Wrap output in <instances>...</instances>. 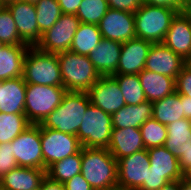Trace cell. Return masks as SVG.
<instances>
[{
  "mask_svg": "<svg viewBox=\"0 0 191 190\" xmlns=\"http://www.w3.org/2000/svg\"><path fill=\"white\" fill-rule=\"evenodd\" d=\"M81 174L94 190L117 187V160L107 148L82 147Z\"/></svg>",
  "mask_w": 191,
  "mask_h": 190,
  "instance_id": "1",
  "label": "cell"
},
{
  "mask_svg": "<svg viewBox=\"0 0 191 190\" xmlns=\"http://www.w3.org/2000/svg\"><path fill=\"white\" fill-rule=\"evenodd\" d=\"M89 105L87 92L67 91L61 104L44 119L41 125L45 128L77 135Z\"/></svg>",
  "mask_w": 191,
  "mask_h": 190,
  "instance_id": "2",
  "label": "cell"
},
{
  "mask_svg": "<svg viewBox=\"0 0 191 190\" xmlns=\"http://www.w3.org/2000/svg\"><path fill=\"white\" fill-rule=\"evenodd\" d=\"M63 87L87 92L101 77L86 55L65 51L57 54Z\"/></svg>",
  "mask_w": 191,
  "mask_h": 190,
  "instance_id": "3",
  "label": "cell"
},
{
  "mask_svg": "<svg viewBox=\"0 0 191 190\" xmlns=\"http://www.w3.org/2000/svg\"><path fill=\"white\" fill-rule=\"evenodd\" d=\"M23 79L26 84L63 86L57 54L29 47L24 60Z\"/></svg>",
  "mask_w": 191,
  "mask_h": 190,
  "instance_id": "4",
  "label": "cell"
},
{
  "mask_svg": "<svg viewBox=\"0 0 191 190\" xmlns=\"http://www.w3.org/2000/svg\"><path fill=\"white\" fill-rule=\"evenodd\" d=\"M177 11L143 4L135 13L136 38L162 43Z\"/></svg>",
  "mask_w": 191,
  "mask_h": 190,
  "instance_id": "5",
  "label": "cell"
},
{
  "mask_svg": "<svg viewBox=\"0 0 191 190\" xmlns=\"http://www.w3.org/2000/svg\"><path fill=\"white\" fill-rule=\"evenodd\" d=\"M66 92L63 86L27 84L25 115L30 124H41L61 104Z\"/></svg>",
  "mask_w": 191,
  "mask_h": 190,
  "instance_id": "6",
  "label": "cell"
},
{
  "mask_svg": "<svg viewBox=\"0 0 191 190\" xmlns=\"http://www.w3.org/2000/svg\"><path fill=\"white\" fill-rule=\"evenodd\" d=\"M112 129L111 115L90 103L76 136L82 147L108 148Z\"/></svg>",
  "mask_w": 191,
  "mask_h": 190,
  "instance_id": "7",
  "label": "cell"
},
{
  "mask_svg": "<svg viewBox=\"0 0 191 190\" xmlns=\"http://www.w3.org/2000/svg\"><path fill=\"white\" fill-rule=\"evenodd\" d=\"M40 138L44 170H47L53 163L76 154L82 148L76 135L45 128L41 124Z\"/></svg>",
  "mask_w": 191,
  "mask_h": 190,
  "instance_id": "8",
  "label": "cell"
},
{
  "mask_svg": "<svg viewBox=\"0 0 191 190\" xmlns=\"http://www.w3.org/2000/svg\"><path fill=\"white\" fill-rule=\"evenodd\" d=\"M80 23L75 14H62L55 24L42 34L36 47L40 51L53 54L69 51Z\"/></svg>",
  "mask_w": 191,
  "mask_h": 190,
  "instance_id": "9",
  "label": "cell"
},
{
  "mask_svg": "<svg viewBox=\"0 0 191 190\" xmlns=\"http://www.w3.org/2000/svg\"><path fill=\"white\" fill-rule=\"evenodd\" d=\"M11 146L18 167L44 169L40 124H31L11 142Z\"/></svg>",
  "mask_w": 191,
  "mask_h": 190,
  "instance_id": "10",
  "label": "cell"
},
{
  "mask_svg": "<svg viewBox=\"0 0 191 190\" xmlns=\"http://www.w3.org/2000/svg\"><path fill=\"white\" fill-rule=\"evenodd\" d=\"M117 186L128 190H138L146 182L150 161L147 149L135 152L117 160Z\"/></svg>",
  "mask_w": 191,
  "mask_h": 190,
  "instance_id": "11",
  "label": "cell"
},
{
  "mask_svg": "<svg viewBox=\"0 0 191 190\" xmlns=\"http://www.w3.org/2000/svg\"><path fill=\"white\" fill-rule=\"evenodd\" d=\"M87 94L90 103L110 115L126 105L120 86L112 75L101 76Z\"/></svg>",
  "mask_w": 191,
  "mask_h": 190,
  "instance_id": "12",
  "label": "cell"
},
{
  "mask_svg": "<svg viewBox=\"0 0 191 190\" xmlns=\"http://www.w3.org/2000/svg\"><path fill=\"white\" fill-rule=\"evenodd\" d=\"M6 7L16 23L20 39L30 47L39 43V27L35 4L20 0H6Z\"/></svg>",
  "mask_w": 191,
  "mask_h": 190,
  "instance_id": "13",
  "label": "cell"
},
{
  "mask_svg": "<svg viewBox=\"0 0 191 190\" xmlns=\"http://www.w3.org/2000/svg\"><path fill=\"white\" fill-rule=\"evenodd\" d=\"M98 26L105 39L124 43L136 38L134 13L109 8Z\"/></svg>",
  "mask_w": 191,
  "mask_h": 190,
  "instance_id": "14",
  "label": "cell"
},
{
  "mask_svg": "<svg viewBox=\"0 0 191 190\" xmlns=\"http://www.w3.org/2000/svg\"><path fill=\"white\" fill-rule=\"evenodd\" d=\"M185 60L163 43H152L144 69L176 79Z\"/></svg>",
  "mask_w": 191,
  "mask_h": 190,
  "instance_id": "15",
  "label": "cell"
},
{
  "mask_svg": "<svg viewBox=\"0 0 191 190\" xmlns=\"http://www.w3.org/2000/svg\"><path fill=\"white\" fill-rule=\"evenodd\" d=\"M186 60L191 55V13H178L172 20L162 42Z\"/></svg>",
  "mask_w": 191,
  "mask_h": 190,
  "instance_id": "16",
  "label": "cell"
},
{
  "mask_svg": "<svg viewBox=\"0 0 191 190\" xmlns=\"http://www.w3.org/2000/svg\"><path fill=\"white\" fill-rule=\"evenodd\" d=\"M152 42L134 38L122 43L119 63L115 74H139L145 62Z\"/></svg>",
  "mask_w": 191,
  "mask_h": 190,
  "instance_id": "17",
  "label": "cell"
},
{
  "mask_svg": "<svg viewBox=\"0 0 191 190\" xmlns=\"http://www.w3.org/2000/svg\"><path fill=\"white\" fill-rule=\"evenodd\" d=\"M121 48L122 43L102 38L87 56L101 76H110L116 73Z\"/></svg>",
  "mask_w": 191,
  "mask_h": 190,
  "instance_id": "18",
  "label": "cell"
},
{
  "mask_svg": "<svg viewBox=\"0 0 191 190\" xmlns=\"http://www.w3.org/2000/svg\"><path fill=\"white\" fill-rule=\"evenodd\" d=\"M107 149L116 160L145 149L140 128H113Z\"/></svg>",
  "mask_w": 191,
  "mask_h": 190,
  "instance_id": "19",
  "label": "cell"
},
{
  "mask_svg": "<svg viewBox=\"0 0 191 190\" xmlns=\"http://www.w3.org/2000/svg\"><path fill=\"white\" fill-rule=\"evenodd\" d=\"M46 170L30 167H17L0 178L2 190H39Z\"/></svg>",
  "mask_w": 191,
  "mask_h": 190,
  "instance_id": "20",
  "label": "cell"
},
{
  "mask_svg": "<svg viewBox=\"0 0 191 190\" xmlns=\"http://www.w3.org/2000/svg\"><path fill=\"white\" fill-rule=\"evenodd\" d=\"M26 86L23 77L0 81V112L25 114Z\"/></svg>",
  "mask_w": 191,
  "mask_h": 190,
  "instance_id": "21",
  "label": "cell"
},
{
  "mask_svg": "<svg viewBox=\"0 0 191 190\" xmlns=\"http://www.w3.org/2000/svg\"><path fill=\"white\" fill-rule=\"evenodd\" d=\"M30 46L4 45L0 49V81L23 76L24 60Z\"/></svg>",
  "mask_w": 191,
  "mask_h": 190,
  "instance_id": "22",
  "label": "cell"
},
{
  "mask_svg": "<svg viewBox=\"0 0 191 190\" xmlns=\"http://www.w3.org/2000/svg\"><path fill=\"white\" fill-rule=\"evenodd\" d=\"M150 168L169 182L183 178L179 160L164 146L147 149Z\"/></svg>",
  "mask_w": 191,
  "mask_h": 190,
  "instance_id": "23",
  "label": "cell"
},
{
  "mask_svg": "<svg viewBox=\"0 0 191 190\" xmlns=\"http://www.w3.org/2000/svg\"><path fill=\"white\" fill-rule=\"evenodd\" d=\"M152 102L146 100L138 105H125L111 115L113 128H140L147 120L152 118Z\"/></svg>",
  "mask_w": 191,
  "mask_h": 190,
  "instance_id": "24",
  "label": "cell"
},
{
  "mask_svg": "<svg viewBox=\"0 0 191 190\" xmlns=\"http://www.w3.org/2000/svg\"><path fill=\"white\" fill-rule=\"evenodd\" d=\"M146 100L155 102L175 92V79L143 69L139 74Z\"/></svg>",
  "mask_w": 191,
  "mask_h": 190,
  "instance_id": "25",
  "label": "cell"
},
{
  "mask_svg": "<svg viewBox=\"0 0 191 190\" xmlns=\"http://www.w3.org/2000/svg\"><path fill=\"white\" fill-rule=\"evenodd\" d=\"M164 147L179 158L191 145V120L182 118L167 125Z\"/></svg>",
  "mask_w": 191,
  "mask_h": 190,
  "instance_id": "26",
  "label": "cell"
},
{
  "mask_svg": "<svg viewBox=\"0 0 191 190\" xmlns=\"http://www.w3.org/2000/svg\"><path fill=\"white\" fill-rule=\"evenodd\" d=\"M152 117L163 125L171 124L183 118L181 95L176 91L163 99L152 102Z\"/></svg>",
  "mask_w": 191,
  "mask_h": 190,
  "instance_id": "27",
  "label": "cell"
},
{
  "mask_svg": "<svg viewBox=\"0 0 191 190\" xmlns=\"http://www.w3.org/2000/svg\"><path fill=\"white\" fill-rule=\"evenodd\" d=\"M101 39L102 34L97 24L80 23L69 51L87 56L98 46Z\"/></svg>",
  "mask_w": 191,
  "mask_h": 190,
  "instance_id": "28",
  "label": "cell"
},
{
  "mask_svg": "<svg viewBox=\"0 0 191 190\" xmlns=\"http://www.w3.org/2000/svg\"><path fill=\"white\" fill-rule=\"evenodd\" d=\"M82 148L73 155L53 163L47 170L46 176L51 180L65 183L75 175L81 173Z\"/></svg>",
  "mask_w": 191,
  "mask_h": 190,
  "instance_id": "29",
  "label": "cell"
},
{
  "mask_svg": "<svg viewBox=\"0 0 191 190\" xmlns=\"http://www.w3.org/2000/svg\"><path fill=\"white\" fill-rule=\"evenodd\" d=\"M30 125L25 114L0 112V143L12 142Z\"/></svg>",
  "mask_w": 191,
  "mask_h": 190,
  "instance_id": "30",
  "label": "cell"
},
{
  "mask_svg": "<svg viewBox=\"0 0 191 190\" xmlns=\"http://www.w3.org/2000/svg\"><path fill=\"white\" fill-rule=\"evenodd\" d=\"M112 76L117 80L127 105H138L146 101L138 74H114Z\"/></svg>",
  "mask_w": 191,
  "mask_h": 190,
  "instance_id": "31",
  "label": "cell"
},
{
  "mask_svg": "<svg viewBox=\"0 0 191 190\" xmlns=\"http://www.w3.org/2000/svg\"><path fill=\"white\" fill-rule=\"evenodd\" d=\"M37 22L39 27V41L42 34L49 30L62 15L57 0H39L35 4Z\"/></svg>",
  "mask_w": 191,
  "mask_h": 190,
  "instance_id": "32",
  "label": "cell"
},
{
  "mask_svg": "<svg viewBox=\"0 0 191 190\" xmlns=\"http://www.w3.org/2000/svg\"><path fill=\"white\" fill-rule=\"evenodd\" d=\"M140 131L145 149L164 146L168 133L166 125L152 117L140 126Z\"/></svg>",
  "mask_w": 191,
  "mask_h": 190,
  "instance_id": "33",
  "label": "cell"
},
{
  "mask_svg": "<svg viewBox=\"0 0 191 190\" xmlns=\"http://www.w3.org/2000/svg\"><path fill=\"white\" fill-rule=\"evenodd\" d=\"M108 9L107 0H82L76 16L81 23L98 25Z\"/></svg>",
  "mask_w": 191,
  "mask_h": 190,
  "instance_id": "34",
  "label": "cell"
},
{
  "mask_svg": "<svg viewBox=\"0 0 191 190\" xmlns=\"http://www.w3.org/2000/svg\"><path fill=\"white\" fill-rule=\"evenodd\" d=\"M0 41L6 45L25 44L20 39L16 23L6 6L0 11Z\"/></svg>",
  "mask_w": 191,
  "mask_h": 190,
  "instance_id": "35",
  "label": "cell"
},
{
  "mask_svg": "<svg viewBox=\"0 0 191 190\" xmlns=\"http://www.w3.org/2000/svg\"><path fill=\"white\" fill-rule=\"evenodd\" d=\"M17 167L18 163L12 153L11 142L0 143V178Z\"/></svg>",
  "mask_w": 191,
  "mask_h": 190,
  "instance_id": "36",
  "label": "cell"
},
{
  "mask_svg": "<svg viewBox=\"0 0 191 190\" xmlns=\"http://www.w3.org/2000/svg\"><path fill=\"white\" fill-rule=\"evenodd\" d=\"M175 91L191 99V70L184 66L175 79Z\"/></svg>",
  "mask_w": 191,
  "mask_h": 190,
  "instance_id": "37",
  "label": "cell"
},
{
  "mask_svg": "<svg viewBox=\"0 0 191 190\" xmlns=\"http://www.w3.org/2000/svg\"><path fill=\"white\" fill-rule=\"evenodd\" d=\"M169 183V181L162 176L157 174L152 169L147 171L146 182L138 190H159L162 186Z\"/></svg>",
  "mask_w": 191,
  "mask_h": 190,
  "instance_id": "38",
  "label": "cell"
},
{
  "mask_svg": "<svg viewBox=\"0 0 191 190\" xmlns=\"http://www.w3.org/2000/svg\"><path fill=\"white\" fill-rule=\"evenodd\" d=\"M110 9L135 13L142 5V0H107Z\"/></svg>",
  "mask_w": 191,
  "mask_h": 190,
  "instance_id": "39",
  "label": "cell"
},
{
  "mask_svg": "<svg viewBox=\"0 0 191 190\" xmlns=\"http://www.w3.org/2000/svg\"><path fill=\"white\" fill-rule=\"evenodd\" d=\"M63 184L65 190H94L92 186L83 178L81 173L75 175Z\"/></svg>",
  "mask_w": 191,
  "mask_h": 190,
  "instance_id": "40",
  "label": "cell"
},
{
  "mask_svg": "<svg viewBox=\"0 0 191 190\" xmlns=\"http://www.w3.org/2000/svg\"><path fill=\"white\" fill-rule=\"evenodd\" d=\"M148 5L166 7L178 13L187 12L182 0H148Z\"/></svg>",
  "mask_w": 191,
  "mask_h": 190,
  "instance_id": "41",
  "label": "cell"
},
{
  "mask_svg": "<svg viewBox=\"0 0 191 190\" xmlns=\"http://www.w3.org/2000/svg\"><path fill=\"white\" fill-rule=\"evenodd\" d=\"M61 8L62 14L77 13L82 0H57Z\"/></svg>",
  "mask_w": 191,
  "mask_h": 190,
  "instance_id": "42",
  "label": "cell"
},
{
  "mask_svg": "<svg viewBox=\"0 0 191 190\" xmlns=\"http://www.w3.org/2000/svg\"><path fill=\"white\" fill-rule=\"evenodd\" d=\"M39 190H65L64 184L51 180L46 176L40 186Z\"/></svg>",
  "mask_w": 191,
  "mask_h": 190,
  "instance_id": "43",
  "label": "cell"
},
{
  "mask_svg": "<svg viewBox=\"0 0 191 190\" xmlns=\"http://www.w3.org/2000/svg\"><path fill=\"white\" fill-rule=\"evenodd\" d=\"M179 165L181 171L184 172L188 167L191 166V145L187 149L186 153H183L179 158Z\"/></svg>",
  "mask_w": 191,
  "mask_h": 190,
  "instance_id": "44",
  "label": "cell"
},
{
  "mask_svg": "<svg viewBox=\"0 0 191 190\" xmlns=\"http://www.w3.org/2000/svg\"><path fill=\"white\" fill-rule=\"evenodd\" d=\"M181 103H183V118L191 120V99H190V97L181 95Z\"/></svg>",
  "mask_w": 191,
  "mask_h": 190,
  "instance_id": "45",
  "label": "cell"
},
{
  "mask_svg": "<svg viewBox=\"0 0 191 190\" xmlns=\"http://www.w3.org/2000/svg\"><path fill=\"white\" fill-rule=\"evenodd\" d=\"M159 190H180V180L169 182Z\"/></svg>",
  "mask_w": 191,
  "mask_h": 190,
  "instance_id": "46",
  "label": "cell"
},
{
  "mask_svg": "<svg viewBox=\"0 0 191 190\" xmlns=\"http://www.w3.org/2000/svg\"><path fill=\"white\" fill-rule=\"evenodd\" d=\"M180 190H191V182L181 178L180 179Z\"/></svg>",
  "mask_w": 191,
  "mask_h": 190,
  "instance_id": "47",
  "label": "cell"
},
{
  "mask_svg": "<svg viewBox=\"0 0 191 190\" xmlns=\"http://www.w3.org/2000/svg\"><path fill=\"white\" fill-rule=\"evenodd\" d=\"M183 178L191 182V166L183 172Z\"/></svg>",
  "mask_w": 191,
  "mask_h": 190,
  "instance_id": "48",
  "label": "cell"
},
{
  "mask_svg": "<svg viewBox=\"0 0 191 190\" xmlns=\"http://www.w3.org/2000/svg\"><path fill=\"white\" fill-rule=\"evenodd\" d=\"M185 8L189 11L191 9V0H182Z\"/></svg>",
  "mask_w": 191,
  "mask_h": 190,
  "instance_id": "49",
  "label": "cell"
},
{
  "mask_svg": "<svg viewBox=\"0 0 191 190\" xmlns=\"http://www.w3.org/2000/svg\"><path fill=\"white\" fill-rule=\"evenodd\" d=\"M185 66L191 70V55L185 60Z\"/></svg>",
  "mask_w": 191,
  "mask_h": 190,
  "instance_id": "50",
  "label": "cell"
},
{
  "mask_svg": "<svg viewBox=\"0 0 191 190\" xmlns=\"http://www.w3.org/2000/svg\"><path fill=\"white\" fill-rule=\"evenodd\" d=\"M6 6V0H0V11Z\"/></svg>",
  "mask_w": 191,
  "mask_h": 190,
  "instance_id": "51",
  "label": "cell"
},
{
  "mask_svg": "<svg viewBox=\"0 0 191 190\" xmlns=\"http://www.w3.org/2000/svg\"><path fill=\"white\" fill-rule=\"evenodd\" d=\"M20 1L36 4L39 0H20Z\"/></svg>",
  "mask_w": 191,
  "mask_h": 190,
  "instance_id": "52",
  "label": "cell"
},
{
  "mask_svg": "<svg viewBox=\"0 0 191 190\" xmlns=\"http://www.w3.org/2000/svg\"><path fill=\"white\" fill-rule=\"evenodd\" d=\"M109 190H128V189H125V188H120V187H115V188H112V189H109Z\"/></svg>",
  "mask_w": 191,
  "mask_h": 190,
  "instance_id": "53",
  "label": "cell"
},
{
  "mask_svg": "<svg viewBox=\"0 0 191 190\" xmlns=\"http://www.w3.org/2000/svg\"><path fill=\"white\" fill-rule=\"evenodd\" d=\"M142 3L148 5V0H142Z\"/></svg>",
  "mask_w": 191,
  "mask_h": 190,
  "instance_id": "54",
  "label": "cell"
},
{
  "mask_svg": "<svg viewBox=\"0 0 191 190\" xmlns=\"http://www.w3.org/2000/svg\"><path fill=\"white\" fill-rule=\"evenodd\" d=\"M5 44L0 41V49L4 46Z\"/></svg>",
  "mask_w": 191,
  "mask_h": 190,
  "instance_id": "55",
  "label": "cell"
}]
</instances>
